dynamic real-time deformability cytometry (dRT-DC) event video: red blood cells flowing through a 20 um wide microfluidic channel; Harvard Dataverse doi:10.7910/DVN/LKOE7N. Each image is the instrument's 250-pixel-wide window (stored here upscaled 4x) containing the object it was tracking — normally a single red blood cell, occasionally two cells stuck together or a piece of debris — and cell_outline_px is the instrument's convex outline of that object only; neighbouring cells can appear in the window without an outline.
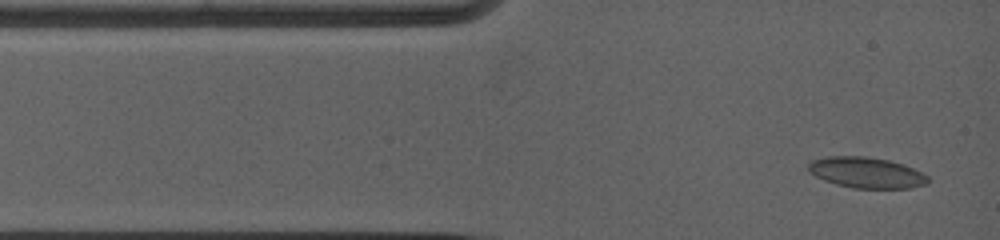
{"species": "common noctule bat (a hibernating species)", "species_latin": "Nyctalus noctula", "temperature_condition": "warm", "stored_images_in_passage": 4, "camera_frame_rate_fps": 5000, "um_per_image_px": 0.085, "animal": {"sex": "female", "body_mass_g": 19.0, "forearm_length_mm": 53.3}, "frame": {"image": 1, "passage_image": 1, "time_ms": 0.0, "image_size_px": [1000, 240], "cell_outline_px": [[928, 184], [912, 188], [852, 188], [836, 184], [824, 180], [808, 172], [808, 164], [812, 160], [828, 156], [864, 156], [888, 160], [904, 164], [928, 176]], "centroid_in_image_um": [73.64, 14.67], "position_along_channel_um": 11.4, "area_um2": 21.5}}
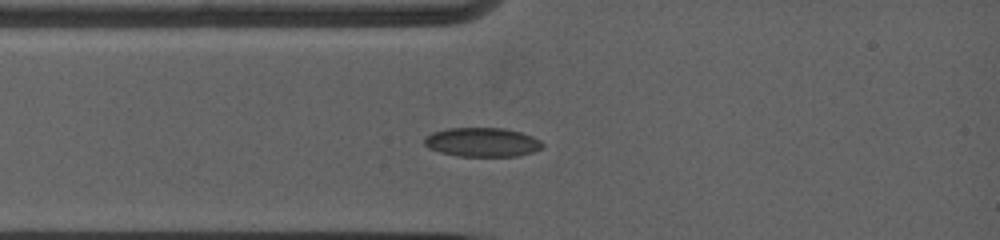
{"frame": {"image": 2, "passage_image": 3, "time_ms": 2.0, "image_size_px": [1000, 240], "cell_outline_px": [[544, 144], [540, 148], [532, 152], [520, 156], [456, 156], [440, 152], [428, 148], [424, 144], [424, 136], [432, 132], [448, 128], [504, 128], [520, 132], [532, 136], [540, 140]], "centroid_in_image_um": [40.96, 12.08], "position_along_channel_um": 44.0, "area_um2": 20.11}}
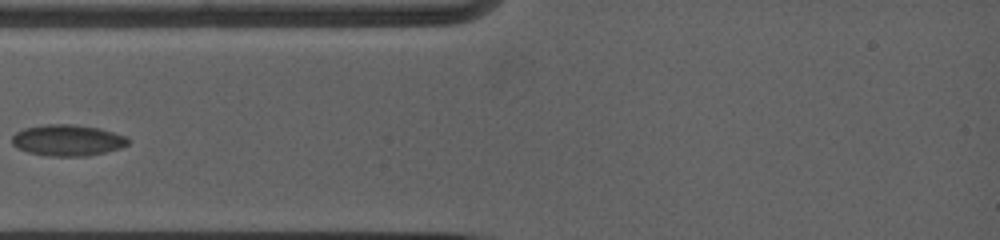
{"frame": {"image": 3, "passage_image": 4, "time_ms": 3.0, "image_size_px": [1000, 240], "cell_outline_px": [[128, 144], [120, 148], [88, 156], [48, 156], [28, 152], [12, 144], [12, 136], [16, 132], [24, 128], [44, 124], [76, 124], [100, 128], [124, 136], [128, 140]], "centroid_in_image_um": [5.72, 11.91], "position_along_channel_um": 79.3, "area_um2": 21.04}}